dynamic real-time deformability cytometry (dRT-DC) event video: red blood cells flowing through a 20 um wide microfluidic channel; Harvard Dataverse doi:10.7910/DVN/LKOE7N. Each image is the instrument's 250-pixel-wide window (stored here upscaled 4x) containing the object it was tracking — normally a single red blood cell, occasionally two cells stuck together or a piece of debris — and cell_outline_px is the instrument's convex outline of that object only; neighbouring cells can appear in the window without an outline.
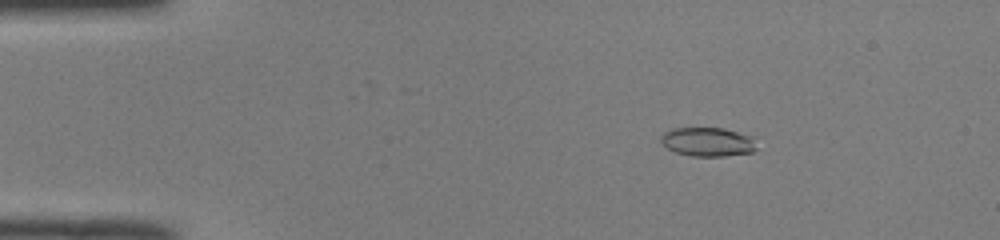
{"species": "common noctule bat (a hibernating species)", "species_latin": "Nyctalus noctula", "temperature_condition": "room temperature", "stored_images_in_passage": 26, "camera_frame_rate_fps": 3000, "um_per_image_px": 0.085, "animal": {"sex": "male", "body_mass_g": 19.0, "forearm_length_mm": 50.8}, "frame": {"image": 1, "passage_image": 8, "time_ms": 2.333, "image_size_px": [1000, 240], "cell_outline_px": [[756, 148], [752, 152], [724, 156], [692, 156], [676, 152], [668, 148], [660, 140], [660, 136], [664, 132], [672, 128], [724, 128], [756, 136]], "centroid_in_image_um": [60.21, 12.04], "position_along_channel_um": 24.8, "area_um2": 16.36}}
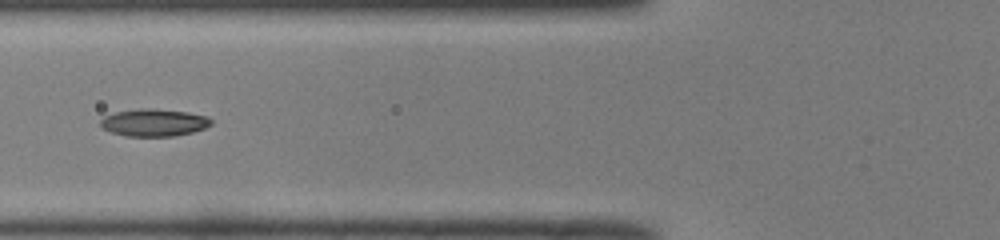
{"frame": {"image": 2, "passage_image": 20, "time_ms": 6.333, "image_size_px": [1000, 240], "cell_outline_px": [[212, 124], [204, 128], [192, 132], [172, 136], [124, 136], [112, 132], [104, 128], [100, 124], [100, 120], [104, 116], [116, 112], [140, 108], [152, 108], [188, 112], [208, 116], [212, 120]], "centroid_in_image_um": [13.1, 10.41], "position_along_channel_um": 112.7, "area_um2": 17.63}}
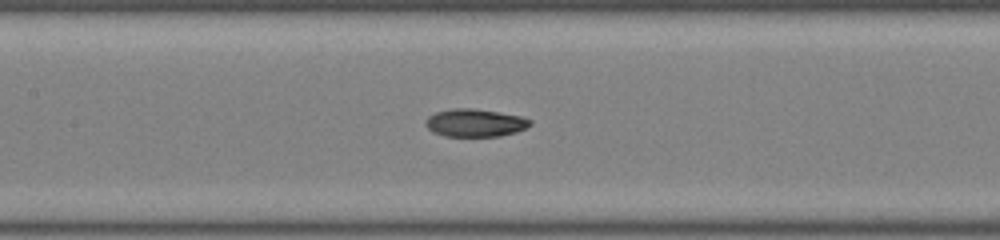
{"frame": {"image": 3, "passage_image": 24, "time_ms": 7.667, "image_size_px": [1000, 240], "cell_outline_px": [[532, 124], [516, 132], [500, 136], [444, 136], [432, 132], [424, 124], [424, 120], [428, 116], [436, 112], [452, 108], [472, 108], [520, 116], [532, 120]], "centroid_in_image_um": [40.33, 10.44], "position_along_channel_um": 167.1, "area_um2": 16.94}}